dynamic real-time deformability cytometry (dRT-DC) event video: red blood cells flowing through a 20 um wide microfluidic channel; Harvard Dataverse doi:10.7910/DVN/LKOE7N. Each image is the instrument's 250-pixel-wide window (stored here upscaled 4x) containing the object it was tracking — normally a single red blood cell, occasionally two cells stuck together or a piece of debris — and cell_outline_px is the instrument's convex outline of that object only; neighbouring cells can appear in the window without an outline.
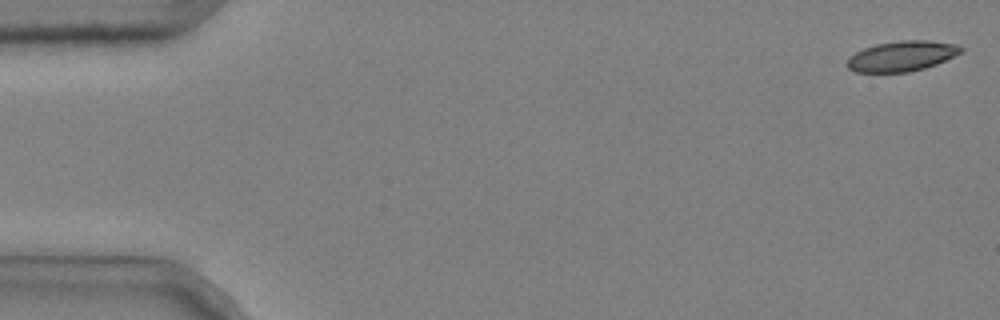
{"species": "common noctule bat (a hibernating species)", "species_latin": "Nyctalus noctula", "temperature_condition": "cold", "stored_images_in_passage": 6, "camera_frame_rate_fps": 3000, "um_per_image_px": 0.085, "animal": {"sex": "male", "body_mass_g": 20.4}, "frame": {"image": 1, "passage_image": 6, "time_ms": 1.667, "image_size_px": [1000, 320], "cell_outline_px": [[964, 52], [936, 64], [924, 68], [908, 72], [856, 72], [848, 68], [848, 56], [864, 48], [876, 44], [900, 40], [928, 40], [956, 44], [964, 48]], "centroid_in_image_um": [76.68, 4.76], "position_along_channel_um": 8.3, "area_um2": 20.11}}